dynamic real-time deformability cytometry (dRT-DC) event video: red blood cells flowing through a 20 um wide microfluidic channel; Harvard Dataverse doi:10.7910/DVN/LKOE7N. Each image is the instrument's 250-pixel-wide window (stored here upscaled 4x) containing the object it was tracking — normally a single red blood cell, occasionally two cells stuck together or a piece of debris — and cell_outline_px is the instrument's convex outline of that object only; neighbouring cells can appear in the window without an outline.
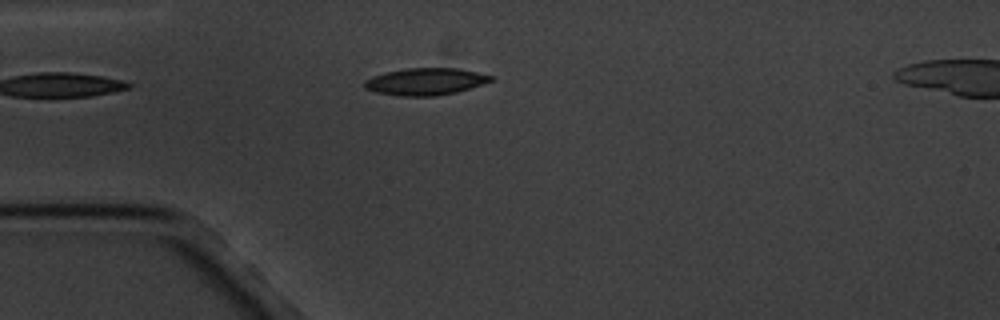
{"species": "common noctule bat (a hibernating species)", "species_latin": "Nyctalus noctula", "temperature_condition": "cold", "stored_images_in_passage": 5, "camera_frame_rate_fps": 3000, "um_per_image_px": 0.085, "animal": {"sex": "male", "body_mass_g": 20.1, "forearm_length_mm": 53.5}, "frame": {"image": 1, "passage_image": 4, "time_ms": 4.333, "image_size_px": [1000, 320], "cell_outline_px": [[496, 76], [492, 80], [456, 92], [436, 96], [400, 96], [376, 92], [364, 88], [364, 80], [372, 76], [404, 68], [456, 68]], "centroid_in_image_um": [36.14, 6.93], "position_along_channel_um": 48.9, "area_um2": 19.77}}